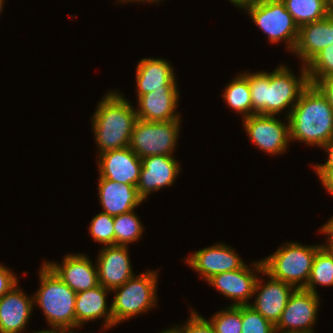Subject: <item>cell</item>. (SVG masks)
<instances>
[{"label": "cell", "instance_id": "obj_1", "mask_svg": "<svg viewBox=\"0 0 333 333\" xmlns=\"http://www.w3.org/2000/svg\"><path fill=\"white\" fill-rule=\"evenodd\" d=\"M252 115L275 116L289 105L292 111L304 89L310 84L303 65L300 78L286 66H279L272 73H248ZM294 102V103H293Z\"/></svg>", "mask_w": 333, "mask_h": 333}, {"label": "cell", "instance_id": "obj_2", "mask_svg": "<svg viewBox=\"0 0 333 333\" xmlns=\"http://www.w3.org/2000/svg\"><path fill=\"white\" fill-rule=\"evenodd\" d=\"M288 113L290 140L323 147L333 139V109L316 85L309 84Z\"/></svg>", "mask_w": 333, "mask_h": 333}, {"label": "cell", "instance_id": "obj_3", "mask_svg": "<svg viewBox=\"0 0 333 333\" xmlns=\"http://www.w3.org/2000/svg\"><path fill=\"white\" fill-rule=\"evenodd\" d=\"M104 97L92 116L99 154L129 147L138 119L135 108L118 92H109Z\"/></svg>", "mask_w": 333, "mask_h": 333}, {"label": "cell", "instance_id": "obj_4", "mask_svg": "<svg viewBox=\"0 0 333 333\" xmlns=\"http://www.w3.org/2000/svg\"><path fill=\"white\" fill-rule=\"evenodd\" d=\"M40 288L33 297L44 312L52 330L75 328L76 292L70 289L55 272L44 263L40 272Z\"/></svg>", "mask_w": 333, "mask_h": 333}, {"label": "cell", "instance_id": "obj_5", "mask_svg": "<svg viewBox=\"0 0 333 333\" xmlns=\"http://www.w3.org/2000/svg\"><path fill=\"white\" fill-rule=\"evenodd\" d=\"M321 246L286 243L284 247L281 246L275 253L262 260L264 270L273 278L286 282L295 289L305 288L315 254Z\"/></svg>", "mask_w": 333, "mask_h": 333}, {"label": "cell", "instance_id": "obj_6", "mask_svg": "<svg viewBox=\"0 0 333 333\" xmlns=\"http://www.w3.org/2000/svg\"><path fill=\"white\" fill-rule=\"evenodd\" d=\"M237 7L246 9L252 21L268 35L270 43L285 40L287 49L293 52L299 27L281 0H244Z\"/></svg>", "mask_w": 333, "mask_h": 333}, {"label": "cell", "instance_id": "obj_7", "mask_svg": "<svg viewBox=\"0 0 333 333\" xmlns=\"http://www.w3.org/2000/svg\"><path fill=\"white\" fill-rule=\"evenodd\" d=\"M157 277V272H143L141 275H134L122 286L112 290L116 291L110 306L113 325L133 318L156 305Z\"/></svg>", "mask_w": 333, "mask_h": 333}, {"label": "cell", "instance_id": "obj_8", "mask_svg": "<svg viewBox=\"0 0 333 333\" xmlns=\"http://www.w3.org/2000/svg\"><path fill=\"white\" fill-rule=\"evenodd\" d=\"M181 120L150 122L137 119L129 147L139 158L173 155Z\"/></svg>", "mask_w": 333, "mask_h": 333}, {"label": "cell", "instance_id": "obj_9", "mask_svg": "<svg viewBox=\"0 0 333 333\" xmlns=\"http://www.w3.org/2000/svg\"><path fill=\"white\" fill-rule=\"evenodd\" d=\"M318 306V294L304 288L294 289L275 325V332L314 333L312 327L316 321Z\"/></svg>", "mask_w": 333, "mask_h": 333}, {"label": "cell", "instance_id": "obj_10", "mask_svg": "<svg viewBox=\"0 0 333 333\" xmlns=\"http://www.w3.org/2000/svg\"><path fill=\"white\" fill-rule=\"evenodd\" d=\"M251 142L270 154L283 153L290 140L288 125L271 115L254 114L243 119Z\"/></svg>", "mask_w": 333, "mask_h": 333}, {"label": "cell", "instance_id": "obj_11", "mask_svg": "<svg viewBox=\"0 0 333 333\" xmlns=\"http://www.w3.org/2000/svg\"><path fill=\"white\" fill-rule=\"evenodd\" d=\"M255 271L265 273L269 277L267 284H262L261 280L257 278L254 294L259 291L256 300L250 304L258 313L270 321L274 326L278 323L294 287L286 282L273 278L269 275L263 266L262 260L253 264Z\"/></svg>", "mask_w": 333, "mask_h": 333}, {"label": "cell", "instance_id": "obj_12", "mask_svg": "<svg viewBox=\"0 0 333 333\" xmlns=\"http://www.w3.org/2000/svg\"><path fill=\"white\" fill-rule=\"evenodd\" d=\"M99 156L101 178L137 186L142 163L141 158L130 147L110 150Z\"/></svg>", "mask_w": 333, "mask_h": 333}, {"label": "cell", "instance_id": "obj_13", "mask_svg": "<svg viewBox=\"0 0 333 333\" xmlns=\"http://www.w3.org/2000/svg\"><path fill=\"white\" fill-rule=\"evenodd\" d=\"M142 168L136 188L145 200L150 192L171 186L180 172L173 155H155L141 158Z\"/></svg>", "mask_w": 333, "mask_h": 333}, {"label": "cell", "instance_id": "obj_14", "mask_svg": "<svg viewBox=\"0 0 333 333\" xmlns=\"http://www.w3.org/2000/svg\"><path fill=\"white\" fill-rule=\"evenodd\" d=\"M186 262L206 281L216 274L238 270L245 265L232 248L221 243L193 253Z\"/></svg>", "mask_w": 333, "mask_h": 333}, {"label": "cell", "instance_id": "obj_15", "mask_svg": "<svg viewBox=\"0 0 333 333\" xmlns=\"http://www.w3.org/2000/svg\"><path fill=\"white\" fill-rule=\"evenodd\" d=\"M127 247L109 245L101 250L97 261L98 281L106 289L112 291L134 276Z\"/></svg>", "mask_w": 333, "mask_h": 333}, {"label": "cell", "instance_id": "obj_16", "mask_svg": "<svg viewBox=\"0 0 333 333\" xmlns=\"http://www.w3.org/2000/svg\"><path fill=\"white\" fill-rule=\"evenodd\" d=\"M45 263L76 293L99 285L97 266H94L85 255H66L61 265Z\"/></svg>", "mask_w": 333, "mask_h": 333}, {"label": "cell", "instance_id": "obj_17", "mask_svg": "<svg viewBox=\"0 0 333 333\" xmlns=\"http://www.w3.org/2000/svg\"><path fill=\"white\" fill-rule=\"evenodd\" d=\"M258 275H254L250 267L244 265L241 269L227 271L212 276L207 280L219 292L233 299L232 306L250 305L247 302L254 295V287Z\"/></svg>", "mask_w": 333, "mask_h": 333}, {"label": "cell", "instance_id": "obj_18", "mask_svg": "<svg viewBox=\"0 0 333 333\" xmlns=\"http://www.w3.org/2000/svg\"><path fill=\"white\" fill-rule=\"evenodd\" d=\"M17 286L0 298V333H20L31 318L33 297H27Z\"/></svg>", "mask_w": 333, "mask_h": 333}, {"label": "cell", "instance_id": "obj_19", "mask_svg": "<svg viewBox=\"0 0 333 333\" xmlns=\"http://www.w3.org/2000/svg\"><path fill=\"white\" fill-rule=\"evenodd\" d=\"M333 45V15L299 27L295 54L303 60L304 66L325 47Z\"/></svg>", "mask_w": 333, "mask_h": 333}, {"label": "cell", "instance_id": "obj_20", "mask_svg": "<svg viewBox=\"0 0 333 333\" xmlns=\"http://www.w3.org/2000/svg\"><path fill=\"white\" fill-rule=\"evenodd\" d=\"M98 190L103 212L113 217L134 210L144 200L134 185L118 183L100 176Z\"/></svg>", "mask_w": 333, "mask_h": 333}, {"label": "cell", "instance_id": "obj_21", "mask_svg": "<svg viewBox=\"0 0 333 333\" xmlns=\"http://www.w3.org/2000/svg\"><path fill=\"white\" fill-rule=\"evenodd\" d=\"M175 74L164 59L144 58L136 68L137 96L156 90H178Z\"/></svg>", "mask_w": 333, "mask_h": 333}, {"label": "cell", "instance_id": "obj_22", "mask_svg": "<svg viewBox=\"0 0 333 333\" xmlns=\"http://www.w3.org/2000/svg\"><path fill=\"white\" fill-rule=\"evenodd\" d=\"M178 90H156L138 98V119L150 122L180 120L176 113Z\"/></svg>", "mask_w": 333, "mask_h": 333}, {"label": "cell", "instance_id": "obj_23", "mask_svg": "<svg viewBox=\"0 0 333 333\" xmlns=\"http://www.w3.org/2000/svg\"><path fill=\"white\" fill-rule=\"evenodd\" d=\"M111 291L102 285L76 293L75 328L85 322L93 321L105 316L104 327L113 326L111 308H107L106 296Z\"/></svg>", "mask_w": 333, "mask_h": 333}, {"label": "cell", "instance_id": "obj_24", "mask_svg": "<svg viewBox=\"0 0 333 333\" xmlns=\"http://www.w3.org/2000/svg\"><path fill=\"white\" fill-rule=\"evenodd\" d=\"M322 245L316 252L309 281L304 289L317 294L316 284L333 285V247L330 243Z\"/></svg>", "mask_w": 333, "mask_h": 333}, {"label": "cell", "instance_id": "obj_25", "mask_svg": "<svg viewBox=\"0 0 333 333\" xmlns=\"http://www.w3.org/2000/svg\"><path fill=\"white\" fill-rule=\"evenodd\" d=\"M298 27L326 18V0H281Z\"/></svg>", "mask_w": 333, "mask_h": 333}, {"label": "cell", "instance_id": "obj_26", "mask_svg": "<svg viewBox=\"0 0 333 333\" xmlns=\"http://www.w3.org/2000/svg\"><path fill=\"white\" fill-rule=\"evenodd\" d=\"M223 98L243 119L252 115V101L248 82V73L238 75L224 90Z\"/></svg>", "mask_w": 333, "mask_h": 333}, {"label": "cell", "instance_id": "obj_27", "mask_svg": "<svg viewBox=\"0 0 333 333\" xmlns=\"http://www.w3.org/2000/svg\"><path fill=\"white\" fill-rule=\"evenodd\" d=\"M143 233V226L134 210L114 216L115 245L127 246L137 241Z\"/></svg>", "mask_w": 333, "mask_h": 333}, {"label": "cell", "instance_id": "obj_28", "mask_svg": "<svg viewBox=\"0 0 333 333\" xmlns=\"http://www.w3.org/2000/svg\"><path fill=\"white\" fill-rule=\"evenodd\" d=\"M310 84L333 76V45L325 47L316 54L306 65Z\"/></svg>", "mask_w": 333, "mask_h": 333}, {"label": "cell", "instance_id": "obj_29", "mask_svg": "<svg viewBox=\"0 0 333 333\" xmlns=\"http://www.w3.org/2000/svg\"><path fill=\"white\" fill-rule=\"evenodd\" d=\"M226 309L218 311L210 320L215 333H242V305H230Z\"/></svg>", "mask_w": 333, "mask_h": 333}, {"label": "cell", "instance_id": "obj_30", "mask_svg": "<svg viewBox=\"0 0 333 333\" xmlns=\"http://www.w3.org/2000/svg\"><path fill=\"white\" fill-rule=\"evenodd\" d=\"M89 230L92 238L106 246L115 245L114 217L100 212L90 223Z\"/></svg>", "mask_w": 333, "mask_h": 333}, {"label": "cell", "instance_id": "obj_31", "mask_svg": "<svg viewBox=\"0 0 333 333\" xmlns=\"http://www.w3.org/2000/svg\"><path fill=\"white\" fill-rule=\"evenodd\" d=\"M242 333H276L275 326L250 305H242Z\"/></svg>", "mask_w": 333, "mask_h": 333}, {"label": "cell", "instance_id": "obj_32", "mask_svg": "<svg viewBox=\"0 0 333 333\" xmlns=\"http://www.w3.org/2000/svg\"><path fill=\"white\" fill-rule=\"evenodd\" d=\"M185 326L182 328L176 326L179 333H215L212 323L196 312L192 311Z\"/></svg>", "mask_w": 333, "mask_h": 333}, {"label": "cell", "instance_id": "obj_33", "mask_svg": "<svg viewBox=\"0 0 333 333\" xmlns=\"http://www.w3.org/2000/svg\"><path fill=\"white\" fill-rule=\"evenodd\" d=\"M16 276L6 267L0 264V298L16 286Z\"/></svg>", "mask_w": 333, "mask_h": 333}, {"label": "cell", "instance_id": "obj_34", "mask_svg": "<svg viewBox=\"0 0 333 333\" xmlns=\"http://www.w3.org/2000/svg\"><path fill=\"white\" fill-rule=\"evenodd\" d=\"M323 148L328 152V160L325 164H317L314 166L320 180H322L329 172H333V139L326 143Z\"/></svg>", "mask_w": 333, "mask_h": 333}, {"label": "cell", "instance_id": "obj_35", "mask_svg": "<svg viewBox=\"0 0 333 333\" xmlns=\"http://www.w3.org/2000/svg\"><path fill=\"white\" fill-rule=\"evenodd\" d=\"M321 92L325 95V97L328 100V103L333 109V76L323 79L321 81H318L315 84Z\"/></svg>", "mask_w": 333, "mask_h": 333}, {"label": "cell", "instance_id": "obj_36", "mask_svg": "<svg viewBox=\"0 0 333 333\" xmlns=\"http://www.w3.org/2000/svg\"><path fill=\"white\" fill-rule=\"evenodd\" d=\"M320 232H323L324 234H328V242L333 247V217L329 219L327 223L324 224L323 227H321Z\"/></svg>", "mask_w": 333, "mask_h": 333}, {"label": "cell", "instance_id": "obj_37", "mask_svg": "<svg viewBox=\"0 0 333 333\" xmlns=\"http://www.w3.org/2000/svg\"><path fill=\"white\" fill-rule=\"evenodd\" d=\"M323 186L333 195V172H329L322 180Z\"/></svg>", "mask_w": 333, "mask_h": 333}, {"label": "cell", "instance_id": "obj_38", "mask_svg": "<svg viewBox=\"0 0 333 333\" xmlns=\"http://www.w3.org/2000/svg\"><path fill=\"white\" fill-rule=\"evenodd\" d=\"M69 331V332H67ZM38 333H73V331L70 329H63V330H43V331H38ZM77 333V332H76Z\"/></svg>", "mask_w": 333, "mask_h": 333}, {"label": "cell", "instance_id": "obj_39", "mask_svg": "<svg viewBox=\"0 0 333 333\" xmlns=\"http://www.w3.org/2000/svg\"><path fill=\"white\" fill-rule=\"evenodd\" d=\"M326 7L329 15H333V0H326Z\"/></svg>", "mask_w": 333, "mask_h": 333}, {"label": "cell", "instance_id": "obj_40", "mask_svg": "<svg viewBox=\"0 0 333 333\" xmlns=\"http://www.w3.org/2000/svg\"><path fill=\"white\" fill-rule=\"evenodd\" d=\"M161 333H179V331L174 327L173 329H167Z\"/></svg>", "mask_w": 333, "mask_h": 333}, {"label": "cell", "instance_id": "obj_41", "mask_svg": "<svg viewBox=\"0 0 333 333\" xmlns=\"http://www.w3.org/2000/svg\"><path fill=\"white\" fill-rule=\"evenodd\" d=\"M242 1L244 0H230V2L233 3L235 6H237Z\"/></svg>", "mask_w": 333, "mask_h": 333}, {"label": "cell", "instance_id": "obj_42", "mask_svg": "<svg viewBox=\"0 0 333 333\" xmlns=\"http://www.w3.org/2000/svg\"><path fill=\"white\" fill-rule=\"evenodd\" d=\"M129 1H132V2H134L135 0H129ZM136 1H143V2H148V1H150V2H158V1H160V0H136Z\"/></svg>", "mask_w": 333, "mask_h": 333}, {"label": "cell", "instance_id": "obj_43", "mask_svg": "<svg viewBox=\"0 0 333 333\" xmlns=\"http://www.w3.org/2000/svg\"><path fill=\"white\" fill-rule=\"evenodd\" d=\"M3 3H4V0H0V13L2 12V9H3Z\"/></svg>", "mask_w": 333, "mask_h": 333}]
</instances>
